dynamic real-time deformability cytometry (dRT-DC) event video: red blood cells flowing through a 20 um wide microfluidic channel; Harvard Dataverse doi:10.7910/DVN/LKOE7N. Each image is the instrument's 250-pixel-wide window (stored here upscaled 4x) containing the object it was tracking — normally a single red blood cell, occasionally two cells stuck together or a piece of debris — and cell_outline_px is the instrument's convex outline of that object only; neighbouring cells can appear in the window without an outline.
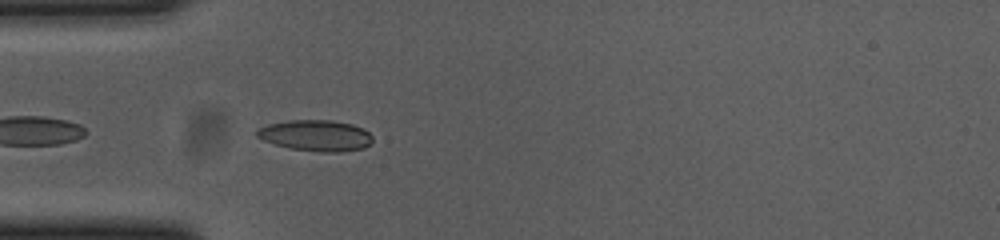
{"species": "common noctule bat (a hibernating species)", "species_latin": "Nyctalus noctula", "temperature_condition": "cold", "stored_images_in_passage": 40, "camera_frame_rate_fps": 3000, "um_per_image_px": 0.085, "animal": {"sex": "female", "body_mass_g": 23.0, "forearm_length_mm": 53.4}, "frame": {"image": 1, "passage_image": 3, "time_ms": 0.667, "image_size_px": [1000, 240], "cell_outline_px": [[372, 140], [364, 148], [340, 152], [320, 152], [292, 148], [276, 144], [264, 140], [256, 136], [256, 128], [268, 124], [288, 120], [332, 120], [352, 124], [364, 128], [372, 136]], "centroid_in_image_um": [26.84, 11.51], "position_along_channel_um": 58.2, "area_um2": 20.92}}
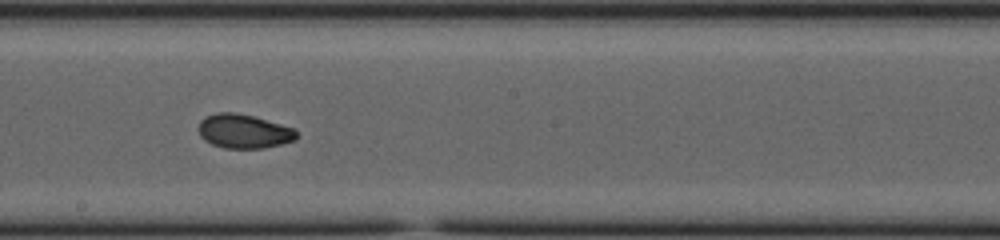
{"frame": {"image": 2, "passage_image": 17, "time_ms": 5.333, "image_size_px": [1000, 240], "cell_outline_px": [[296, 140], [264, 148], [224, 148], [212, 144], [204, 140], [200, 136], [196, 128], [200, 120], [204, 116], [216, 112], [236, 112], [252, 116], [296, 128]], "centroid_in_image_um": [20.67, 11.15], "position_along_channel_um": 227.5, "area_um2": 19.71}}
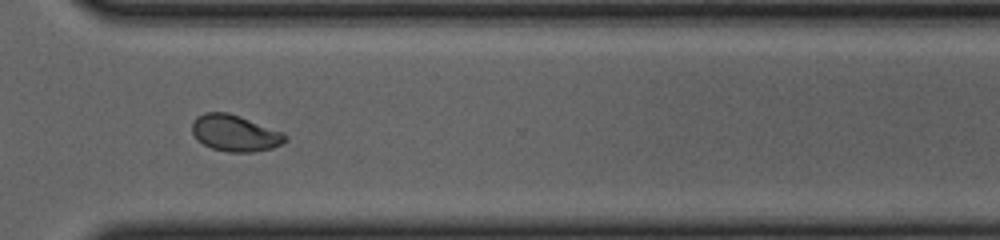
{"frame": {"image": 3, "passage_image": 27, "time_ms": 8.667, "image_size_px": [1000, 240], "cell_outline_px": [[288, 140], [272, 148], [252, 152], [228, 152], [212, 148], [204, 144], [192, 132], [192, 124], [196, 116], [204, 112], [228, 112], [240, 116], [284, 132], [288, 136]], "centroid_in_image_um": [20.0, 11.3], "position_along_channel_um": 350.6, "area_um2": 19.77}, "authors_computed_cell_mechanics": {"area_um2": 19.5942, "velocity_mm_per_s": 3.6874, "shape_relaxation_time_tau1_ms": 4.3685, "shape_relaxation_time_tau2_ms": 1.7999, "deformation_change_tau1": 0.1369, "deformation_change_tau2": 0.0483}}